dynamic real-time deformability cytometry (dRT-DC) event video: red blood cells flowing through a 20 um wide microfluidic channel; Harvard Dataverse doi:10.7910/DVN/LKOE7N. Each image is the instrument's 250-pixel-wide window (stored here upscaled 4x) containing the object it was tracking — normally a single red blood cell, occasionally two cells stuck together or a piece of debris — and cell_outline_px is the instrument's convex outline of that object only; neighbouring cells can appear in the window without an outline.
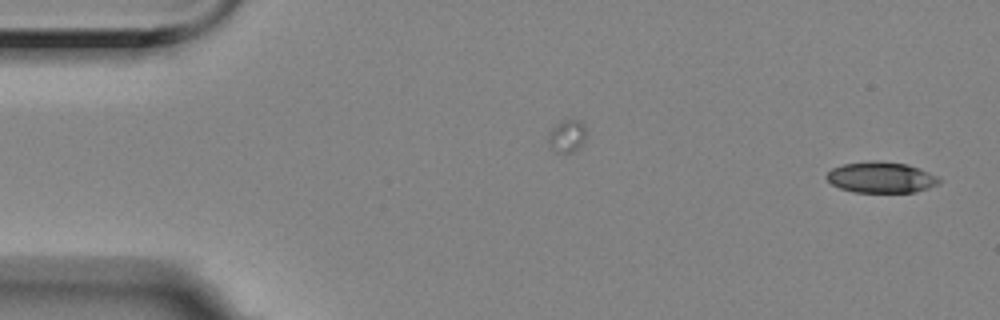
{"species": "Egyptian fruit bat (a non-hibernating species)", "species_latin": "Rousettus aegyptiacus", "temperature_condition": "room temperature", "stored_images_in_passage": 11, "camera_frame_rate_fps": 3000, "um_per_image_px": 0.085, "animal": {"sex": "female"}, "frame": {"image": 1, "passage_image": 1, "time_ms": 0.0, "image_size_px": [1000, 320], "cell_outline_px": [[940, 184], [916, 192], [856, 192], [840, 188], [832, 184], [824, 176], [832, 168], [844, 164], [872, 160], [880, 160], [908, 164], [920, 168], [940, 176]], "centroid_in_image_um": [74.93, 15.06], "position_along_channel_um": 10.1, "area_um2": 20.58}}